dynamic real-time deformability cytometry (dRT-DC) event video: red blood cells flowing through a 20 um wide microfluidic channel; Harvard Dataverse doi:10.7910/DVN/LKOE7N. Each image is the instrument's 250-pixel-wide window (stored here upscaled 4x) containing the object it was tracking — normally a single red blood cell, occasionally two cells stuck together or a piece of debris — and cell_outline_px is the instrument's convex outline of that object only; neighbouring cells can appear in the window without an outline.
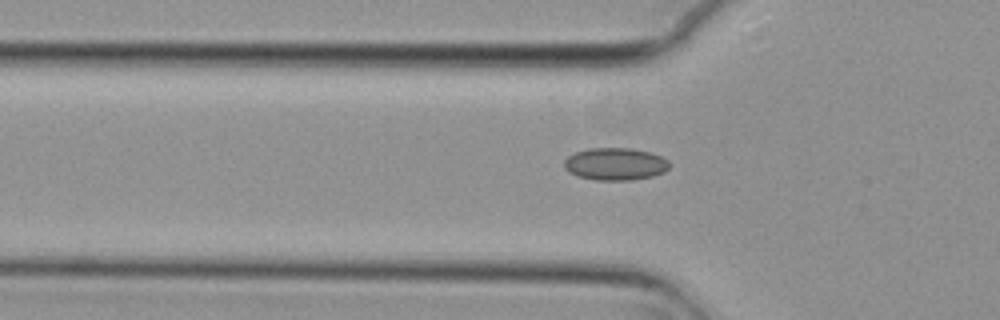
{"species": "common noctule bat (a hibernating species)", "species_latin": "Nyctalus noctula", "temperature_condition": "cold", "stored_images_in_passage": 39, "camera_frame_rate_fps": 3000, "um_per_image_px": 0.085, "animal": {"sex": "female", "body_mass_g": 29.2, "forearm_length_mm": 56.3}, "frame": {"image": 1, "passage_image": 8, "time_ms": 2.333, "image_size_px": [1000, 320], "cell_outline_px": [[668, 168], [664, 172], [652, 176], [632, 180], [596, 180], [576, 176], [568, 172], [564, 168], [564, 160], [568, 156], [576, 152], [588, 148], [632, 148], [648, 152], [660, 156], [668, 160]], "centroid_in_image_um": [52.26, 13.94], "position_along_channel_um": 73.5, "area_um2": 19.88}}
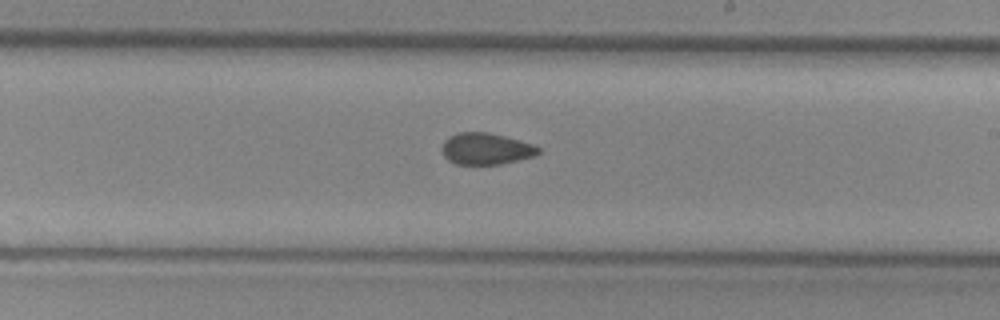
{"frame": {"image": 2, "passage_image": 22, "time_ms": 7.0, "image_size_px": [1000, 320], "cell_outline_px": [[540, 152], [536, 156], [500, 164], [456, 164], [448, 160], [444, 156], [440, 148], [444, 140], [448, 136], [460, 132], [488, 132], [504, 136], [532, 144], [540, 148]], "centroid_in_image_um": [41.28, 12.64], "position_along_channel_um": 247.7, "area_um2": 17.8}}
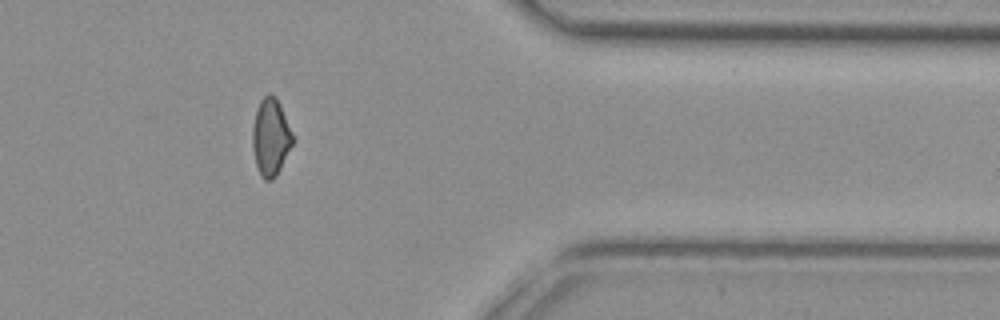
{"frame": {"image": 3, "passage_image": 35, "time_ms": 11.333, "image_size_px": [1000, 320], "cell_outline_px": [[292, 144], [276, 176], [272, 180], [264, 180], [260, 176], [256, 168], [252, 148], [252, 128], [256, 112], [260, 100], [268, 92], [276, 96], [280, 104], [292, 132]], "centroid_in_image_um": [22.98, 11.66], "position_along_channel_um": 388.4, "area_um2": 18.09}, "authors_computed_cell_mechanics": {"area_um2": 18.3804, "velocity_mm_per_s": 3.7224, "shape_relaxation_time_tau1_ms": null, "shape_relaxation_time_tau2_ms": 4.1215, "deformation_change_tau1": null, "deformation_change_tau2": 0.0864}}